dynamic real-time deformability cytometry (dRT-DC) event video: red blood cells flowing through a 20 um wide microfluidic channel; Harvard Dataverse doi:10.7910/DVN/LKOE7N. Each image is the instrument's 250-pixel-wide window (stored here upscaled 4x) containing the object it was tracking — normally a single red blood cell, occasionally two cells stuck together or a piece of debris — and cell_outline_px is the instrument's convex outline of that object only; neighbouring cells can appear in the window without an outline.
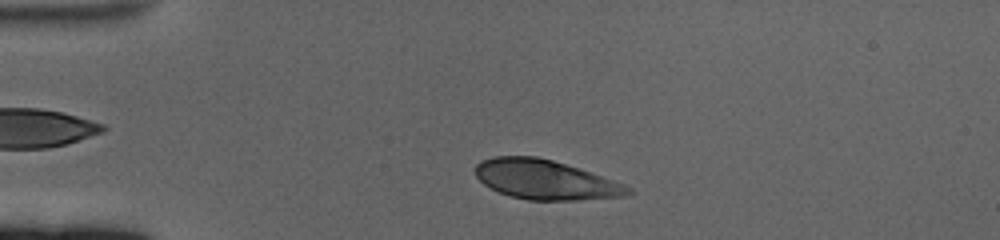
{"species": "human", "species_latin": "Homo sapiens", "temperature_condition": "cold", "stored_images_in_passage": 51, "camera_frame_rate_fps": 3000, "um_per_image_px": 0.085, "donor": {"sex": "female"}, "frame": {"image": 1, "passage_image": 5, "time_ms": 1.333, "image_size_px": [1000, 240], "cell_outline_px": [[632, 192], [624, 196], [576, 200], [528, 200], [512, 196], [500, 192], [484, 184], [476, 176], [476, 164], [480, 160], [492, 156], [536, 156], [552, 160], [580, 168], [624, 184], [632, 188]], "centroid_in_image_um": [46.35, 15.26], "position_along_channel_um": 38.7, "area_um2": 34.97}}
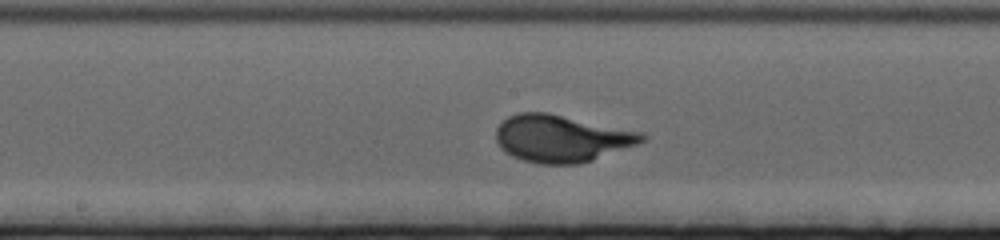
{"frame": {"image": 2, "passage_image": 23, "time_ms": 7.333, "image_size_px": [1000, 240], "cell_outline_px": [[648, 136], [644, 140], [636, 144], [592, 160], [576, 164], [540, 164], [524, 160], [512, 156], [504, 152], [500, 148], [496, 140], [496, 128], [508, 116], [516, 112], [548, 112], [644, 132]], "centroid_in_image_um": [47.7, 11.75], "position_along_channel_um": 200.5, "area_um2": 40.17}}
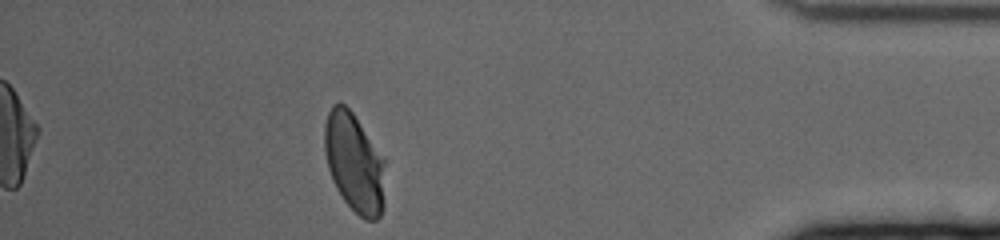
{"frame": {"image": 3, "passage_image": 45, "time_ms": 14.667, "image_size_px": [1000, 240], "cell_outline_px": [[384, 208], [380, 216], [376, 220], [364, 220], [344, 200], [336, 188], [332, 180], [328, 168], [324, 148], [324, 124], [328, 112], [332, 104], [344, 104], [352, 112], [384, 156]], "centroid_in_image_um": [30.12, 13.83], "position_along_channel_um": 405.1, "area_um2": 35.2}, "authors_computed_cell_mechanics": {"area_um2": 36.992, "velocity_mm_per_s": 3.338, "shape_relaxation_time_tau1_ms": 3.0646, "shape_relaxation_time_tau2_ms": null, "deformation_change_tau1": 0.1617, "deformation_change_tau2": null}}